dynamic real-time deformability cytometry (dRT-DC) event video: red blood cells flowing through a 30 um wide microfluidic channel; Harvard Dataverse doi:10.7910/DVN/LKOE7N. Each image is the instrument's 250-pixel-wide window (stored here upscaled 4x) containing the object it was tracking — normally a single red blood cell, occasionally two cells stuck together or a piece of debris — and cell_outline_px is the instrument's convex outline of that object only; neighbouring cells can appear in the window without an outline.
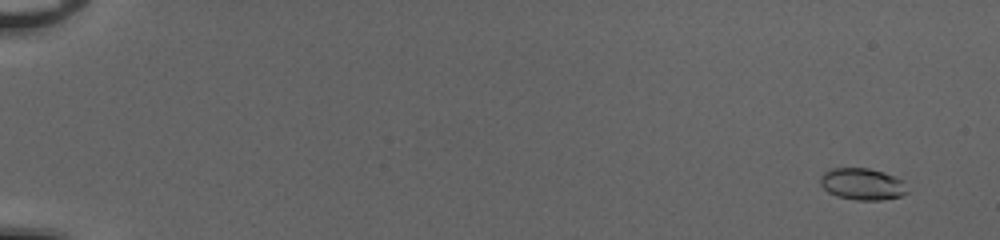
{"species": "common noctule bat (a hibernating species)", "species_latin": "Nyctalus noctula", "temperature_condition": "cold", "stored_images_in_passage": 54, "camera_frame_rate_fps": 3000, "um_per_image_px": 0.085, "animal": {"sex": "female", "body_mass_g": 20.0, "forearm_length_mm": 54.0}, "frame": {"image": 1, "passage_image": 4, "time_ms": 1.0, "image_size_px": [1000, 240], "cell_outline_px": [[908, 192], [900, 196], [880, 200], [856, 200], [836, 196], [828, 192], [820, 184], [820, 176], [824, 172], [832, 168], [868, 168], [884, 172], [904, 180]], "centroid_in_image_um": [73.3, 15.64], "position_along_channel_um": 11.7, "area_um2": 16.18}}
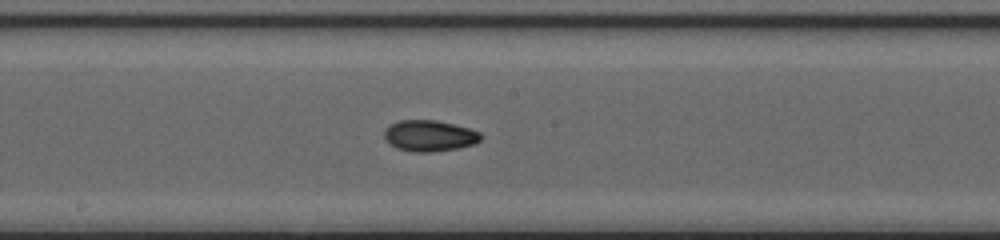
{"frame": {"image": 2, "passage_image": 32, "time_ms": 10.333, "image_size_px": [1000, 240], "cell_outline_px": [[484, 136], [476, 144], [456, 148], [432, 152], [412, 152], [396, 148], [388, 144], [384, 136], [384, 128], [388, 124], [400, 120], [436, 120], [468, 128], [480, 132]], "centroid_in_image_um": [36.47, 11.54], "position_along_channel_um": 211.7, "area_um2": 17.74}}
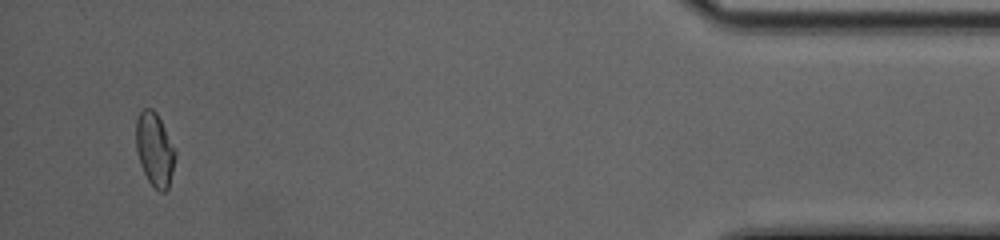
{"frame": {"image": 3, "passage_image": 52, "time_ms": 17.0, "image_size_px": [1000, 240], "cell_outline_px": [[176, 156], [168, 188], [164, 192], [160, 192], [148, 180], [140, 164], [136, 152], [136, 120], [140, 112], [144, 108], [152, 108], [156, 112], [176, 152]], "centroid_in_image_um": [13.13, 12.7], "position_along_channel_um": 422.1, "area_um2": 16.59}, "authors_computed_cell_mechanics": {"area_um2": 16.6753, "velocity_mm_per_s": 4.1057, "shape_relaxation_time_tau1_ms": 6.8163, "shape_relaxation_time_tau2_ms": 2.5944, "deformation_change_tau1": 0.1614, "deformation_change_tau2": 0.0644}}